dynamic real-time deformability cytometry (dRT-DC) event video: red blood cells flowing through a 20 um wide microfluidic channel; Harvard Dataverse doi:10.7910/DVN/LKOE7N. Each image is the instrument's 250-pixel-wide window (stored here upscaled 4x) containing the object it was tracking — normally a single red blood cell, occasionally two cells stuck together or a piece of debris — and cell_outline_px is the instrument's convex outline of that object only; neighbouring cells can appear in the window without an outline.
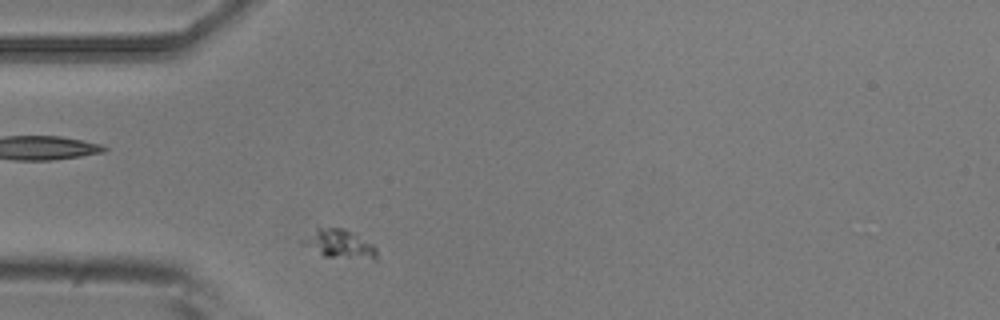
{"species": "common noctule bat (a hibernating species)", "species_latin": "Nyctalus noctula", "temperature_condition": "room temperature", "stored_images_in_passage": 43, "camera_frame_rate_fps": 3000, "um_per_image_px": 0.085, "animal": {"sex": "male", "body_mass_g": 20.5, "forearm_length_mm": 52.5}, "frame": {"image": 1, "passage_image": 2, "time_ms": 0.333, "image_size_px": [1000, 320], "cell_outline_px": [[376, 260], [324, 256], [308, 244], [308, 240], [316, 228], [344, 228], [372, 244], [376, 248]], "centroid_in_image_um": [29.02, 20.76], "position_along_channel_um": 56.0, "area_um2": 11.33}}
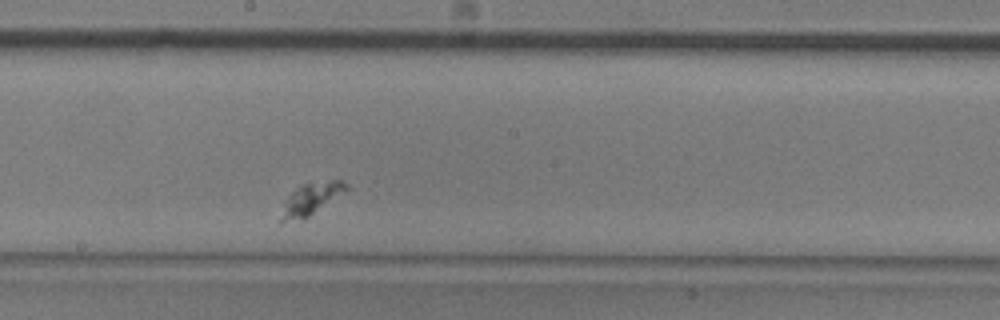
{"frame": {"image": 2, "passage_image": 17, "time_ms": 5.333, "image_size_px": [1000, 320], "cell_outline_px": [[348, 188], [304, 220], [280, 220], [284, 204], [292, 192], [296, 188], [304, 184], [332, 180], [340, 180], [348, 184]], "centroid_in_image_um": [26.44, 16.9], "position_along_channel_um": 221.8, "area_um2": 11.44}}
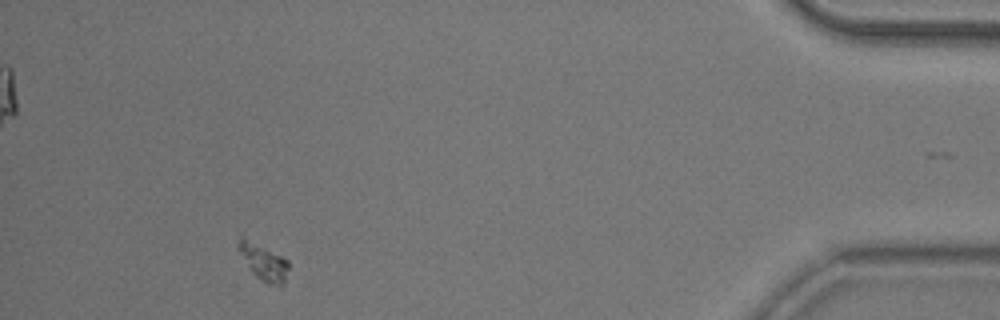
{"frame": {"image": 3, "passage_image": 39, "time_ms": 12.667, "image_size_px": [1000, 320], "cell_outline_px": [[288, 268], [284, 284], [280, 288], [268, 284], [256, 276], [252, 272], [236, 248], [236, 244], [240, 232], [288, 260]], "centroid_in_image_um": [22.35, 22.21], "position_along_channel_um": 412.9, "area_um2": 11.1}}